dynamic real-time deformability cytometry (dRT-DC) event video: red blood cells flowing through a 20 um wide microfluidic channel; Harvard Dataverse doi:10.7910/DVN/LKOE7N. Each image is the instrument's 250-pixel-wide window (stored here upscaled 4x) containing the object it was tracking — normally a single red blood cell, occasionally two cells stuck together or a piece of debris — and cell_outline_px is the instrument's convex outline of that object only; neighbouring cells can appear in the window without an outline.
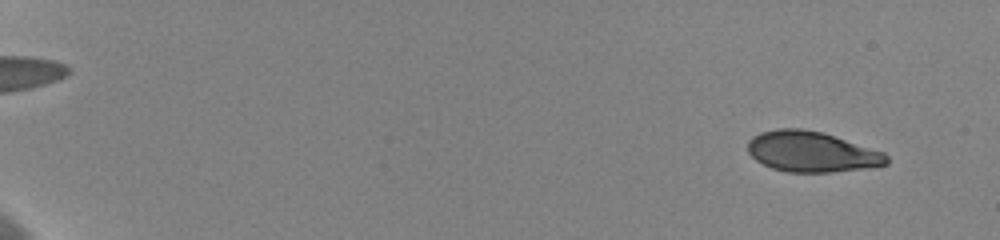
{"species": "human", "species_latin": "Homo sapiens", "temperature_condition": "cold", "stored_images_in_passage": 58, "camera_frame_rate_fps": 3000, "um_per_image_px": 0.085, "donor": {"sex": "female"}, "frame": {"image": 1, "passage_image": 4, "time_ms": 1.0, "image_size_px": [1000, 240], "cell_outline_px": [[888, 164], [832, 172], [788, 172], [772, 168], [756, 160], [748, 152], [748, 140], [752, 136], [760, 132], [776, 128], [800, 128], [820, 132], [884, 152], [888, 156]], "centroid_in_image_um": [68.94, 12.89], "position_along_channel_um": 16.1, "area_um2": 32.43}}
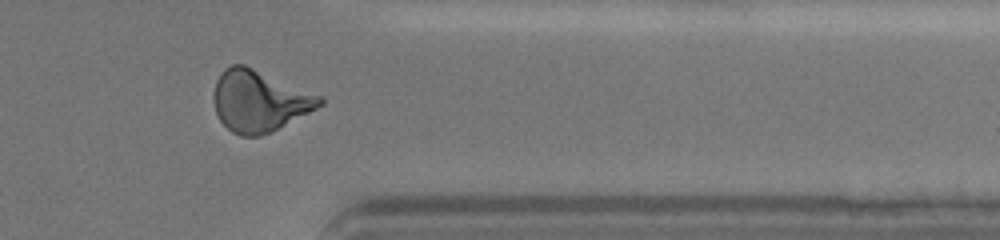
{"frame": {"image": 2, "passage_image": 50, "time_ms": 16.333, "image_size_px": [1000, 240], "cell_outline_px": [[324, 104], [260, 136], [240, 136], [232, 132], [220, 120], [216, 112], [212, 100], [212, 96], [216, 80], [220, 72], [224, 68], [232, 64], [244, 64], [320, 96], [324, 100]], "centroid_in_image_um": [21.96, 8.56], "position_along_channel_um": 389.4, "area_um2": 37.34}}
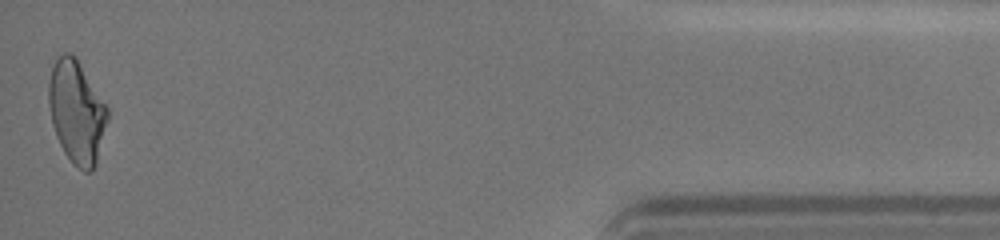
{"frame": {"image": 3, "passage_image": 58, "time_ms": 19.0, "image_size_px": [1000, 240], "cell_outline_px": [[108, 120], [96, 164], [92, 172], [84, 172], [72, 164], [64, 152], [56, 136], [52, 124], [48, 104], [48, 80], [52, 68], [56, 60], [64, 52], [68, 52], [76, 56], [108, 108]], "centroid_in_image_um": [6.51, 9.53], "position_along_channel_um": 428.7, "area_um2": 35.37}, "authors_computed_cell_mechanics": {"area_um2": 35.1135, "velocity_mm_per_s": 3.617, "shape_relaxation_time_tau1_ms": 7.3403, "shape_relaxation_time_tau2_ms": 1.9827, "deformation_change_tau1": 0.1822, "deformation_change_tau2": 0.0834}}